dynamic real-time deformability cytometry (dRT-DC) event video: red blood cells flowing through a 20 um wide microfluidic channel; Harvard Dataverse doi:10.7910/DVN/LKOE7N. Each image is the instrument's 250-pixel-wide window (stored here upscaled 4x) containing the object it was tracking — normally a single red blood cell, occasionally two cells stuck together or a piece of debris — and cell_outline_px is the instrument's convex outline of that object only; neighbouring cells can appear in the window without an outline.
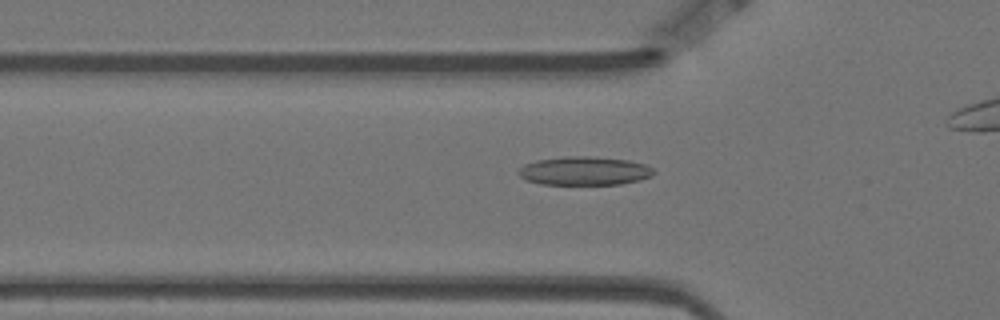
{"species": "Egyptian fruit bat (a non-hibernating species)", "species_latin": "Rousettus aegyptiacus", "temperature_condition": "warm", "stored_images_in_passage": 38, "camera_frame_rate_fps": 3000, "um_per_image_px": 0.085, "animal": {"sex": "female"}, "frame": {"image": 1, "passage_image": 10, "time_ms": 3.0, "image_size_px": [1000, 320], "cell_outline_px": [[656, 172], [652, 176], [640, 180], [620, 184], [540, 184], [524, 180], [516, 172], [516, 168], [524, 164], [536, 160], [564, 156], [588, 156], [628, 160], [644, 164], [652, 168]], "centroid_in_image_um": [49.62, 14.52], "position_along_channel_um": 76.2, "area_um2": 22.77}}
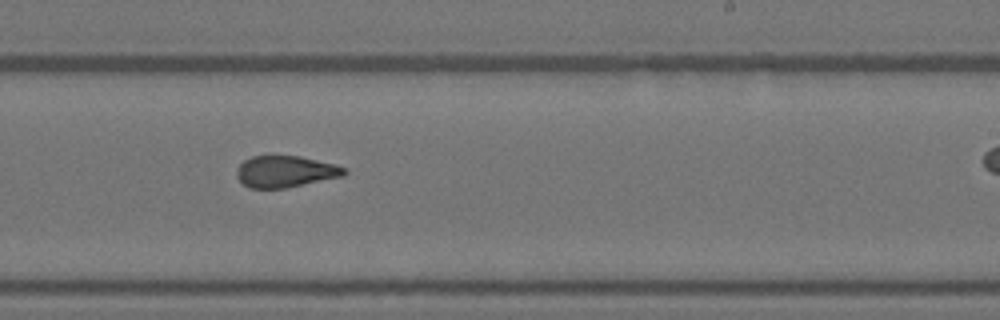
{"frame": {"image": 2, "passage_image": 26, "time_ms": 8.333, "image_size_px": [1000, 320], "cell_outline_px": [[348, 172], [344, 176], [284, 188], [248, 188], [236, 176], [236, 168], [244, 160], [252, 156], [300, 156], [348, 168]], "centroid_in_image_um": [24.25, 14.58], "position_along_channel_um": 264.7, "area_um2": 19.71}}
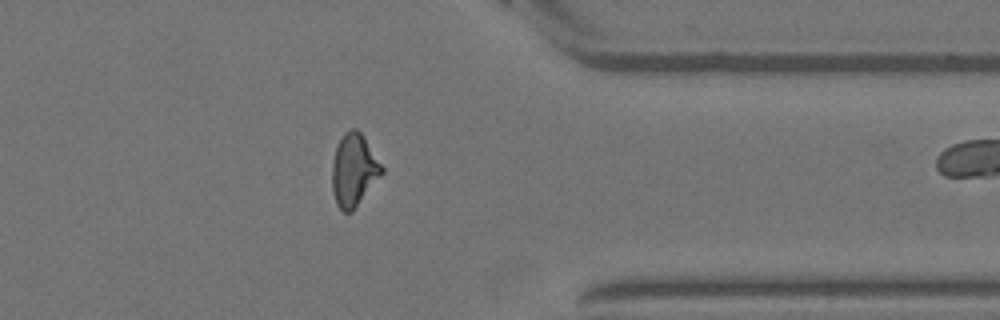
{"frame": {"image": 3, "passage_image": 37, "time_ms": 12.0, "image_size_px": [1000, 320], "cell_outline_px": [[384, 172], [352, 212], [344, 212], [336, 204], [332, 192], [332, 160], [336, 148], [344, 132], [352, 128], [356, 128], [360, 132], [384, 168]], "centroid_in_image_um": [30.06, 14.48], "position_along_channel_um": 381.3, "area_um2": 20.87}}